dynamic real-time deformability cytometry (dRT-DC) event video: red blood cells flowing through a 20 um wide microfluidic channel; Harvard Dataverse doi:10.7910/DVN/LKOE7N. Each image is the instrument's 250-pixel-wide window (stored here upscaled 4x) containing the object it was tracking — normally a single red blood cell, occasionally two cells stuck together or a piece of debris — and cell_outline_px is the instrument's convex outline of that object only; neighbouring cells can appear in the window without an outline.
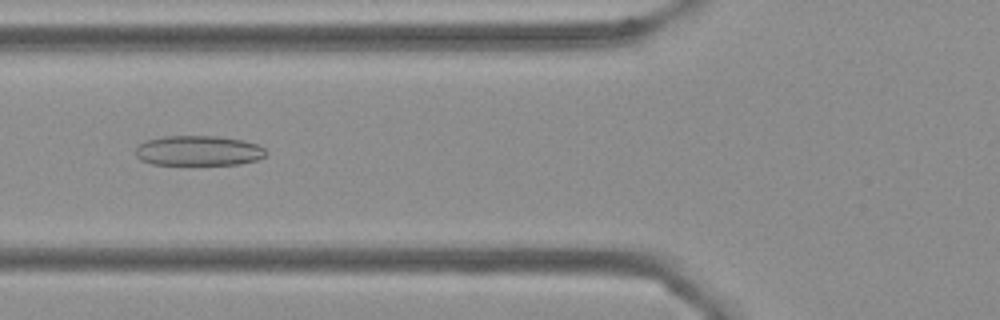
{"species": "Egyptian fruit bat (a non-hibernating species)", "species_latin": "Rousettus aegyptiacus", "temperature_condition": "cold", "stored_images_in_passage": 55, "camera_frame_rate_fps": 3000, "um_per_image_px": 0.085, "frame": {"image": 1, "passage_image": 21, "time_ms": 6.667, "image_size_px": [1000, 320], "cell_outline_px": [[268, 152], [264, 156], [256, 160], [240, 164], [152, 164], [140, 160], [136, 156], [136, 144], [144, 140], [164, 136], [220, 136], [244, 140], [256, 144], [264, 148]], "centroid_in_image_um": [16.84, 12.79], "position_along_channel_um": 109.0, "area_um2": 23.0}}
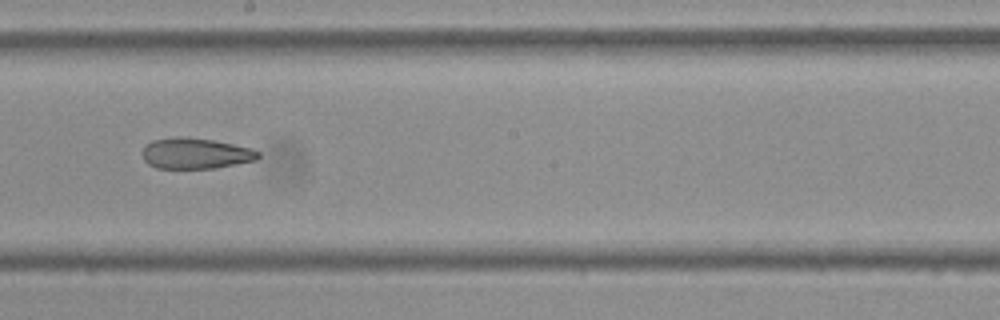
{"frame": {"image": 2, "passage_image": 31, "time_ms": 10.0, "image_size_px": [1000, 320], "cell_outline_px": [[260, 156], [256, 160], [236, 164], [212, 168], [156, 168], [148, 164], [144, 160], [144, 144], [152, 140], [176, 136], [188, 136], [212, 140], [252, 148], [260, 152]], "centroid_in_image_um": [16.61, 13.02], "position_along_channel_um": 231.6, "area_um2": 20.87}}
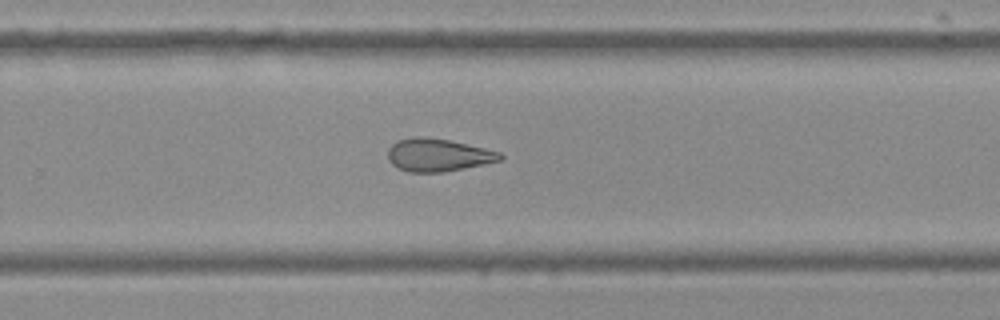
{"frame": {"image": 3, "passage_image": 36, "time_ms": 11.667, "image_size_px": [1000, 320], "cell_outline_px": [[504, 156], [500, 160], [484, 164], [444, 172], [408, 172], [392, 164], [388, 160], [388, 148], [396, 140], [416, 136], [420, 136], [448, 140], [484, 148], [500, 152]], "centroid_in_image_um": [37.2, 13.17], "position_along_channel_um": 292.6, "area_um2": 21.33}, "authors_computed_cell_mechanics": {"area_um2": 23.2934, "velocity_mm_per_s": 3.6654, "shape_relaxation_time_tau1_ms": null, "shape_relaxation_time_tau2_ms": 6.7828, "deformation_change_tau1": null, "deformation_change_tau2": 0.1603}}